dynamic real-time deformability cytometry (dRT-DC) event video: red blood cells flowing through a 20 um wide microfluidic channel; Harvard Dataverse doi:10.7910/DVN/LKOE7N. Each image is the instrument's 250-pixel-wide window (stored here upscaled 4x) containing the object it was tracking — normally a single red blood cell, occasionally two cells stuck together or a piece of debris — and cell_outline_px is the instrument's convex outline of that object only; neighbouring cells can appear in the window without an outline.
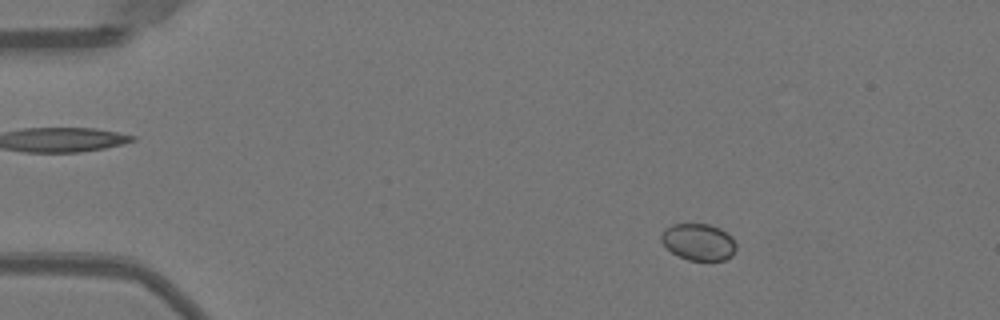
{"species": "Egyptian fruit bat (a non-hibernating species)", "species_latin": "Rousettus aegyptiacus", "temperature_condition": "warm", "stored_images_in_passage": 52, "camera_frame_rate_fps": 3000, "um_per_image_px": 0.085, "animal": {"sex": "female"}, "frame": {"image": 1, "passage_image": 9, "time_ms": 2.667, "image_size_px": [1000, 320], "cell_outline_px": [[736, 248], [732, 256], [724, 260], [688, 260], [672, 252], [660, 240], [660, 236], [664, 228], [672, 224], [708, 224], [720, 228], [732, 236], [736, 244]], "centroid_in_image_um": [59.38, 20.55], "position_along_channel_um": 25.6, "area_um2": 16.07}}
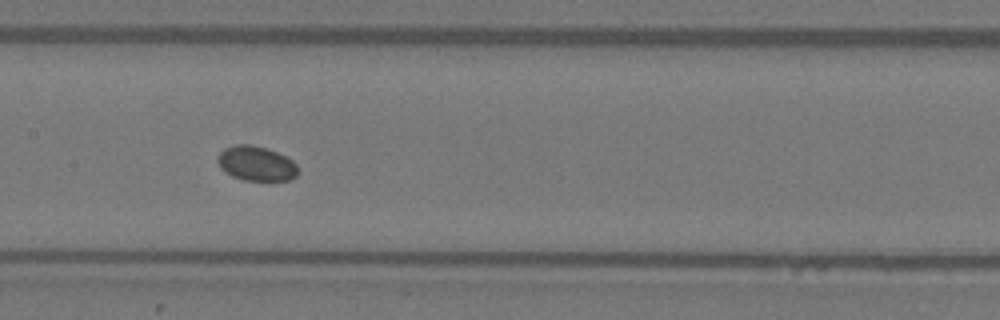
{"frame": {"image": 2, "passage_image": 27, "time_ms": 8.667, "image_size_px": [1000, 320], "cell_outline_px": [[296, 176], [288, 180], [244, 180], [232, 176], [224, 172], [220, 168], [216, 160], [220, 152], [224, 148], [236, 144], [252, 144], [276, 152], [292, 160], [296, 164]], "centroid_in_image_um": [21.72, 13.89], "position_along_channel_um": 185.7, "area_um2": 16.13}}
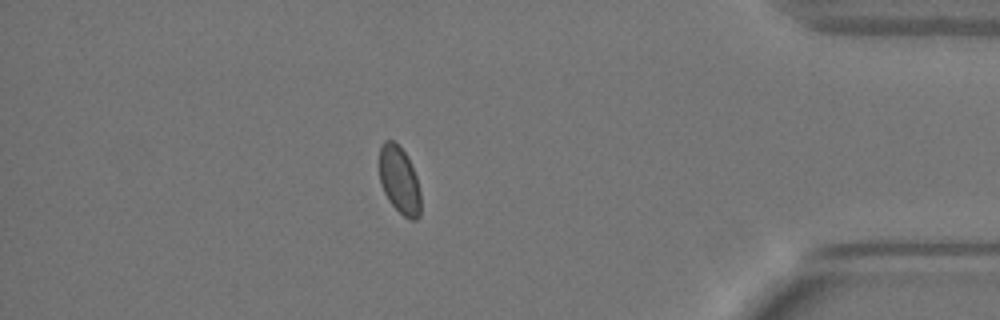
{"frame": {"image": 3, "passage_image": 46, "time_ms": 15.0, "image_size_px": [1000, 320], "cell_outline_px": [[420, 216], [416, 220], [408, 220], [388, 200], [380, 184], [380, 148], [384, 140], [392, 140], [408, 156], [416, 176], [420, 192]], "centroid_in_image_um": [33.95, 15.34], "position_along_channel_um": 401.2, "area_um2": 16.18}}